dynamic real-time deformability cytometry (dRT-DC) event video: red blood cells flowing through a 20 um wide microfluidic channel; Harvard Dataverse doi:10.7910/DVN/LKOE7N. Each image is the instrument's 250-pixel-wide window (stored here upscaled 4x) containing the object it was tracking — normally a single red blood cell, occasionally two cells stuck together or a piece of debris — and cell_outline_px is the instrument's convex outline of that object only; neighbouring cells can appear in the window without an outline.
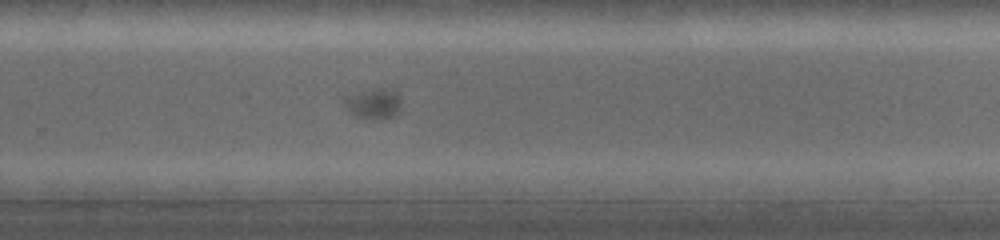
{"species": "common noctule bat (a hibernating species)", "species_latin": "Nyctalus noctula", "temperature_condition": "warm", "stored_images_in_passage": 35, "camera_frame_rate_fps": 5000, "um_per_image_px": 0.085, "animal": {"sex": "female", "body_mass_g": 19.0, "forearm_length_mm": 53.3}, "frame": {"image": 1, "passage_image": 20, "time_ms": 8.6, "image_size_px": [1000, 240], "cell_outline_px": [[400, 108], [396, 112], [388, 116], [364, 120], [348, 112], [344, 104], [344, 96], [376, 88], [392, 88], [400, 96]], "centroid_in_image_um": [31.71, 8.78], "position_along_channel_um": 298.1, "area_um2": 10.0}}